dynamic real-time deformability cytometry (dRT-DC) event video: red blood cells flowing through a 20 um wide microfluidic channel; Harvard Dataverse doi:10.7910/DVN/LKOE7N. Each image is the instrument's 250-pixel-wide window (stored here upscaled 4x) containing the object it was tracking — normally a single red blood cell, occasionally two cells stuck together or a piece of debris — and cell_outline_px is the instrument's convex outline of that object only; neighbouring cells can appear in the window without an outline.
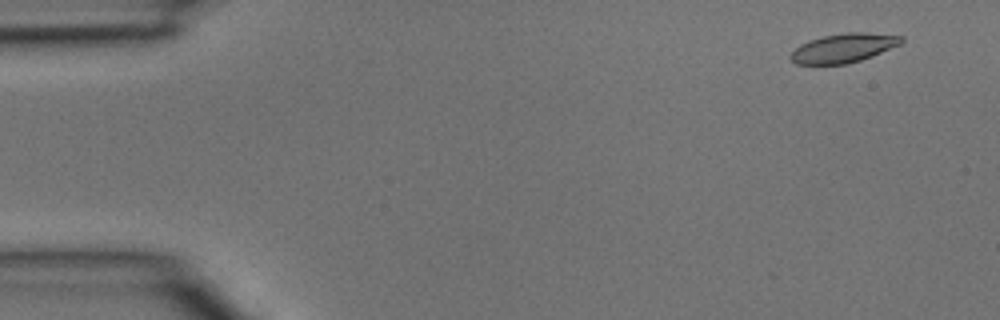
{"species": "common noctule bat (a hibernating species)", "species_latin": "Nyctalus noctula", "temperature_condition": "room temperature", "stored_images_in_passage": 4, "camera_frame_rate_fps": 3000, "um_per_image_px": 0.085, "animal": {"sex": "male", "body_mass_g": 15.6}, "frame": {"image": 1, "passage_image": 1, "time_ms": 0.0, "image_size_px": [1000, 320], "cell_outline_px": [[904, 40], [900, 44], [872, 56], [848, 64], [796, 64], [788, 56], [800, 44], [824, 36], [848, 32], [864, 32], [904, 36]], "centroid_in_image_um": [71.71, 4.08], "position_along_channel_um": 13.3, "area_um2": 18.55}}
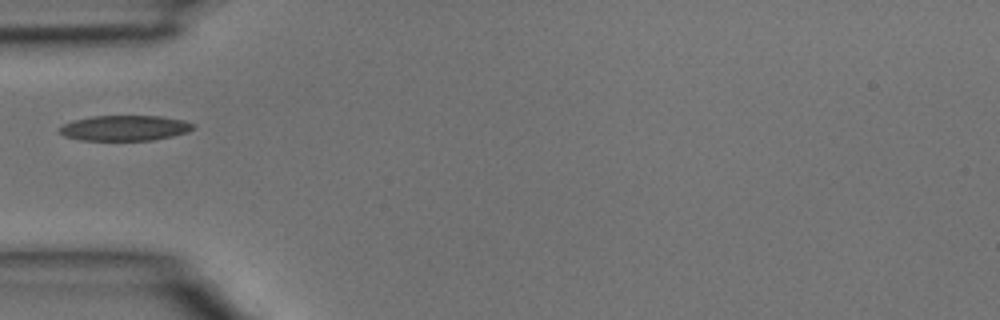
{"frame": {"image": 2, "passage_image": 4, "time_ms": 1.0, "image_size_px": [1000, 320], "cell_outline_px": [[196, 128], [188, 132], [172, 136], [152, 140], [80, 140], [64, 136], [60, 132], [60, 128], [64, 124], [72, 120], [92, 116], [160, 116], [184, 120], [196, 124]], "centroid_in_image_um": [10.65, 10.88], "position_along_channel_um": 74.4, "area_um2": 19.83}}